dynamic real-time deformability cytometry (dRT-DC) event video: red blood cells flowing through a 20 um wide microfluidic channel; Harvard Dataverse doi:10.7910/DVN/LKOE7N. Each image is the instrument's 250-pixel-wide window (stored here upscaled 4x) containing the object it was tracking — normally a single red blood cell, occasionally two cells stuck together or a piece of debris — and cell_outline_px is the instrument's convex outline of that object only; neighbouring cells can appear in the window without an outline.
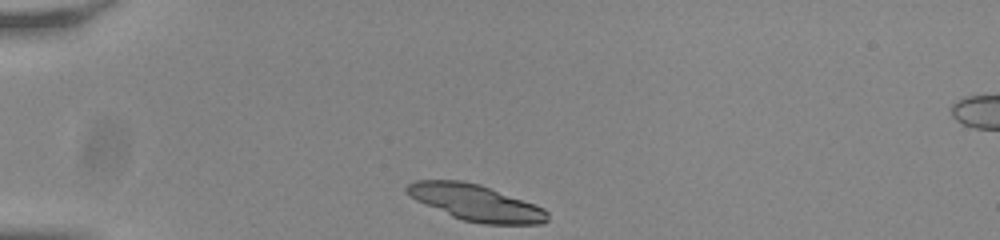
{"species": "common noctule bat (a hibernating species)", "species_latin": "Nyctalus noctula", "temperature_condition": "room temperature", "stored_images_in_passage": 35, "camera_frame_rate_fps": 3000, "um_per_image_px": 0.085, "animal": {"sex": "male", "body_mass_g": 20.0, "forearm_length_mm": 53.3}, "frame": {"image": 1, "passage_image": 1, "time_ms": 0.0, "image_size_px": [1000, 240], "cell_outline_px": [[548, 220], [544, 224], [484, 224], [464, 220], [452, 216], [416, 200], [404, 188], [408, 184], [416, 180], [460, 180], [480, 184], [536, 204], [544, 208], [548, 212]], "centroid_in_image_um": [40.49, 17.23], "position_along_channel_um": 44.5, "area_um2": 29.54}}